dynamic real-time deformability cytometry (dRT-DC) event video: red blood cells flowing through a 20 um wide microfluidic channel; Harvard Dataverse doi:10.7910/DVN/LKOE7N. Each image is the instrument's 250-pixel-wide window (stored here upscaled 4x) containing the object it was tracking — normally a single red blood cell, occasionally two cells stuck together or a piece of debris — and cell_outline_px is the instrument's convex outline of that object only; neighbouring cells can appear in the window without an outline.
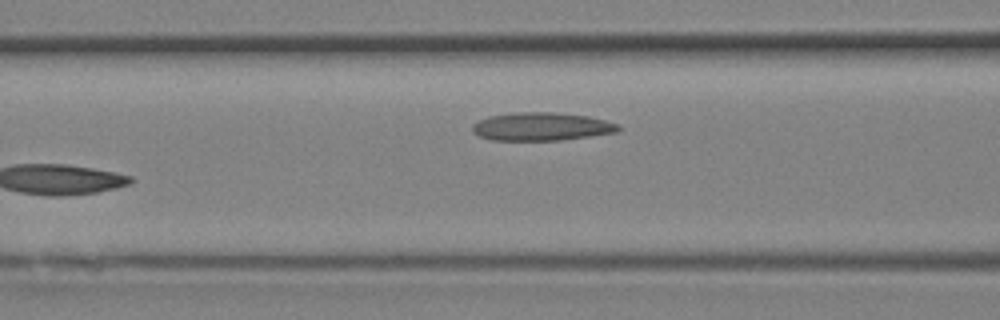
{"species": "Egyptian fruit bat (a non-hibernating species)", "species_latin": "Rousettus aegyptiacus", "temperature_condition": "room temperature", "stored_images_in_passage": 7, "camera_frame_rate_fps": 3000, "um_per_image_px": 0.085, "animal": {"sex": "female"}, "frame": {"image": 1, "passage_image": 7, "time_ms": 2.0, "image_size_px": [1000, 320], "cell_outline_px": [[620, 128], [616, 132], [560, 140], [492, 140], [480, 136], [472, 132], [472, 124], [488, 116], [512, 112], [552, 112], [588, 116], [620, 124]], "centroid_in_image_um": [45.99, 10.75], "position_along_channel_um": 120.6, "area_um2": 23.87}}